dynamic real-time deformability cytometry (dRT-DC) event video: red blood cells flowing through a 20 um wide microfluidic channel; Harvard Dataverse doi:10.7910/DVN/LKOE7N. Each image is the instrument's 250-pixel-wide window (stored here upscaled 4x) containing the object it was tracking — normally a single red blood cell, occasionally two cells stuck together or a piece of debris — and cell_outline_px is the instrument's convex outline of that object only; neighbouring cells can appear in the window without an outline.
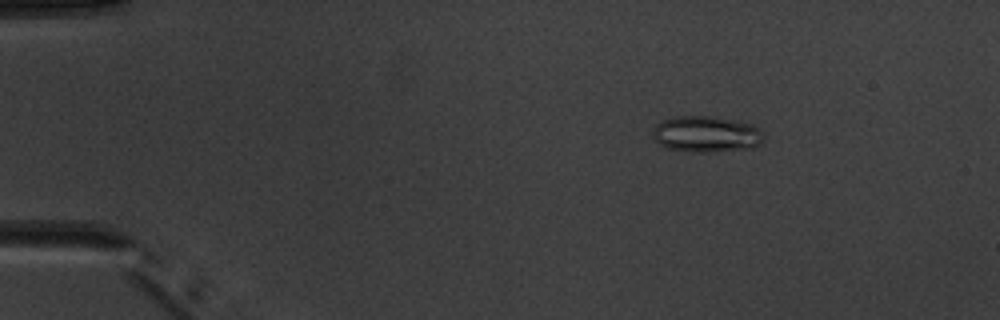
{"species": "common noctule bat (a hibernating species)", "species_latin": "Nyctalus noctula", "temperature_condition": "warm", "stored_images_in_passage": 5, "camera_frame_rate_fps": 3000, "um_per_image_px": 0.085, "animal": {"sex": "male", "body_mass_g": 20.1, "forearm_length_mm": 53.5}, "frame": {"image": 1, "passage_image": 2, "time_ms": 1.0, "image_size_px": [1000, 320], "cell_outline_px": [[764, 140], [760, 144], [752, 148], [708, 152], [696, 152], [664, 148], [652, 136], [652, 132], [656, 124], [660, 120], [672, 116], [716, 116], [756, 124], [764, 132]], "centroid_in_image_um": [60.06, 11.38], "position_along_channel_um": 24.9, "area_um2": 23.99}}